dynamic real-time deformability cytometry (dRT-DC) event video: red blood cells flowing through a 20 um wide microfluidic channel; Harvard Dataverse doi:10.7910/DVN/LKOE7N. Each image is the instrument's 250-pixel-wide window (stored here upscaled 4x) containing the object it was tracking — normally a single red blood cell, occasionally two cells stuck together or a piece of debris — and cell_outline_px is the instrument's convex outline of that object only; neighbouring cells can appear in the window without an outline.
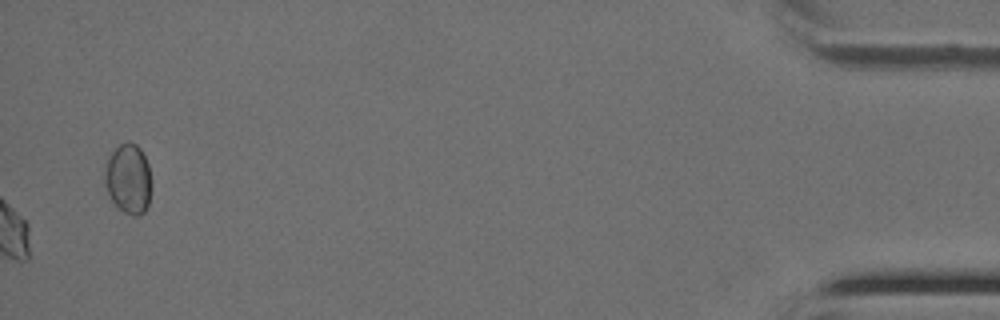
{"species": "Egyptian fruit bat (a non-hibernating species)", "species_latin": "Rousettus aegyptiacus", "temperature_condition": "cold", "stored_images_in_passage": 34, "camera_frame_rate_fps": 3000, "um_per_image_px": 0.085, "animal": {"sex": "female"}, "frame": {"image": 1, "passage_image": 34, "time_ms": 11.0, "image_size_px": [1000, 320], "cell_outline_px": [[152, 184], [148, 204], [144, 212], [136, 216], [132, 216], [124, 212], [112, 204], [108, 196], [104, 184], [104, 164], [108, 156], [120, 144], [136, 144], [140, 148], [148, 164]], "centroid_in_image_um": [10.88, 15.24], "position_along_channel_um": 424.3, "area_um2": 19.36}}